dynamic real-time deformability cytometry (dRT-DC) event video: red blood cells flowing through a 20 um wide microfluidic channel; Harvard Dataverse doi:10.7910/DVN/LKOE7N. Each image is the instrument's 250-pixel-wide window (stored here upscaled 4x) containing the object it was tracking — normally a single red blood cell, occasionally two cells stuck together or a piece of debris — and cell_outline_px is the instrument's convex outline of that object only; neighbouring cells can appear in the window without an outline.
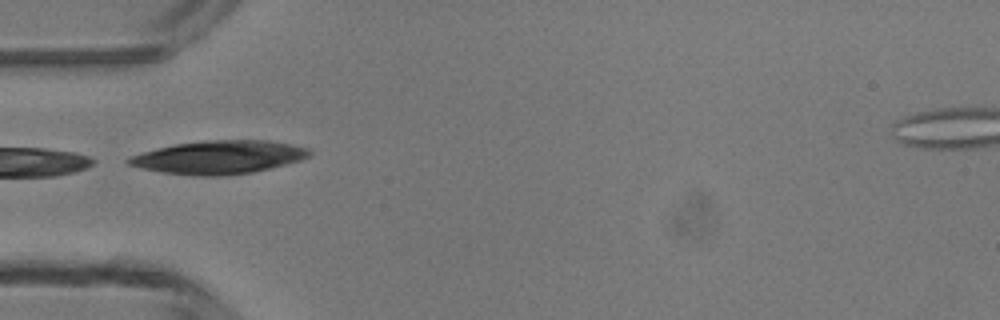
{"species": "common noctule bat (a hibernating species)", "species_latin": "Nyctalus noctula", "temperature_condition": "room temperature", "stored_images_in_passage": 3, "camera_frame_rate_fps": 3000, "um_per_image_px": 0.085, "animal": {"sex": "male", "body_mass_g": 13.3}, "frame": {"image": 1, "passage_image": 2, "time_ms": 1.333, "image_size_px": [1000, 320], "cell_outline_px": [[312, 156], [300, 160], [252, 172], [220, 176], [192, 176], [164, 172], [144, 168], [128, 164], [124, 160], [132, 156], [144, 152], [176, 144], [204, 140], [268, 140], [308, 148], [312, 152]], "centroid_in_image_um": [18.63, 13.36], "position_along_channel_um": 66.4, "area_um2": 34.62}}